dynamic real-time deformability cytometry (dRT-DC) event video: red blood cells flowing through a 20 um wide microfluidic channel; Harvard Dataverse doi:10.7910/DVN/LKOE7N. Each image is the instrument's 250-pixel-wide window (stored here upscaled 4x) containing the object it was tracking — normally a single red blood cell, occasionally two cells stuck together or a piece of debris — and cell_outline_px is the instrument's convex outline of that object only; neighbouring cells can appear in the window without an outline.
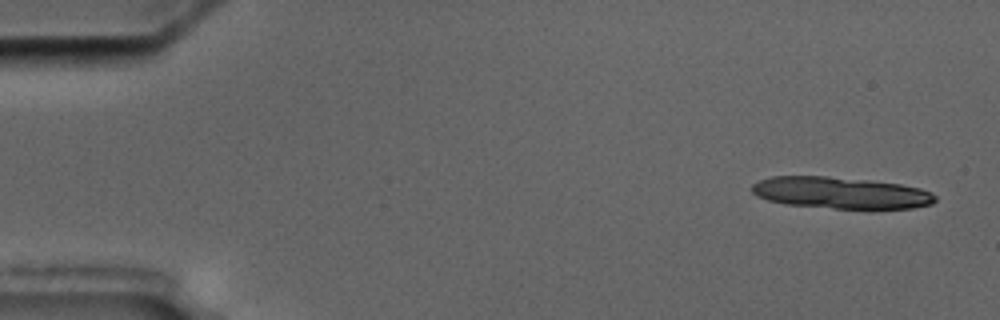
{"species": "common noctule bat (a hibernating species)", "species_latin": "Nyctalus noctula", "temperature_condition": "cold", "stored_images_in_passage": 4, "camera_frame_rate_fps": 3000, "um_per_image_px": 0.085, "animal": {"sex": "male", "body_mass_g": 17.5, "forearm_length_mm": 52.3}, "frame": {"image": 1, "passage_image": 1, "time_ms": 0.0, "image_size_px": [1000, 320], "cell_outline_px": [[936, 200], [932, 204], [912, 208], [872, 212], [784, 204], [768, 200], [756, 196], [752, 192], [752, 184], [760, 180], [772, 176], [824, 176], [868, 180], [900, 184], [920, 188], [936, 196]], "centroid_in_image_um": [71.51, 16.44], "position_along_channel_um": 13.5, "area_um2": 34.85}}
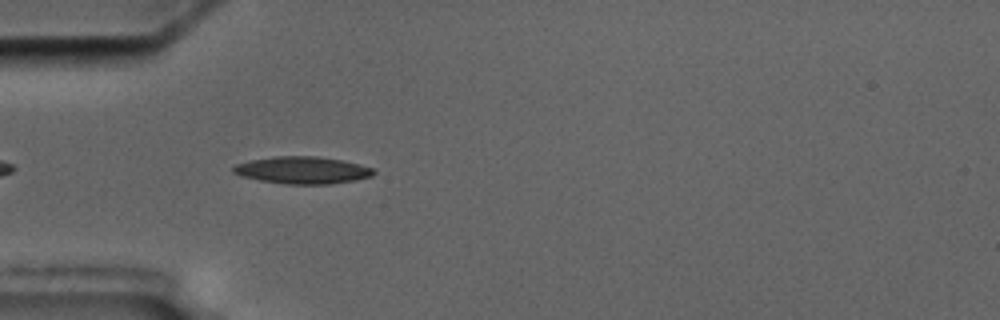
{"frame": {"image": 2, "passage_image": 4, "time_ms": 5.0, "image_size_px": [1000, 320], "cell_outline_px": [[376, 172], [372, 176], [356, 180], [332, 184], [288, 184], [260, 180], [244, 176], [232, 172], [232, 168], [236, 164], [252, 160], [276, 156], [316, 156], [344, 160], [360, 164], [372, 168]], "centroid_in_image_um": [25.76, 14.46], "position_along_channel_um": 59.2, "area_um2": 22.14}}